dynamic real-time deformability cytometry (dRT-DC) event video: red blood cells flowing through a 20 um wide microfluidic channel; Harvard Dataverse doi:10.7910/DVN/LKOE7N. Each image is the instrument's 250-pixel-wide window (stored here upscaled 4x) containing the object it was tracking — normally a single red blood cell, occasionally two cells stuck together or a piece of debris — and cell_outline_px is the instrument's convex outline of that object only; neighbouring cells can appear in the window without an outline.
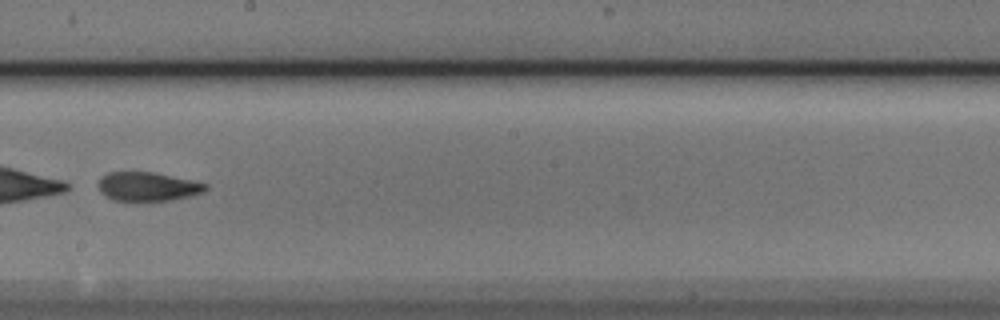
{"species": "Egyptian fruit bat (a non-hibernating species)", "species_latin": "Rousettus aegyptiacus", "temperature_condition": "cold", "stored_images_in_passage": 10, "camera_frame_rate_fps": 3000, "um_per_image_px": 0.085, "animal": {"sex": "male"}, "frame": {"image": 1, "passage_image": 9, "time_ms": 2.667, "image_size_px": [1000, 320], "cell_outline_px": [[208, 188], [204, 192], [192, 196], [172, 200], [112, 200], [104, 196], [100, 192], [96, 184], [100, 176], [108, 172], [152, 172], [208, 184]], "centroid_in_image_um": [12.5, 15.86], "position_along_channel_um": 235.7, "area_um2": 18.15}}
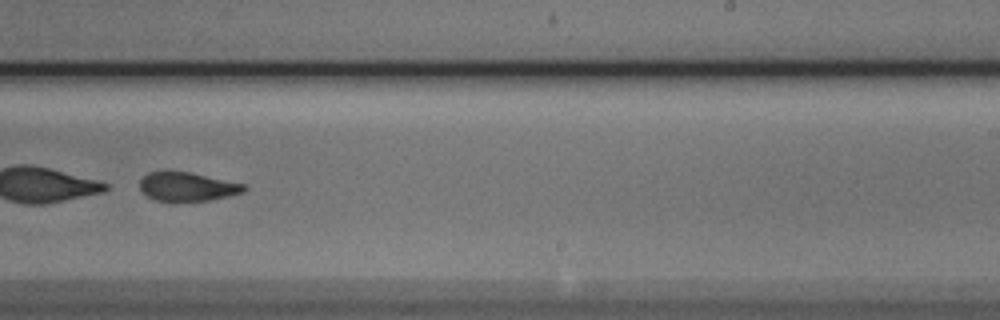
{"frame": {"image": 2, "passage_image": 10, "time_ms": 3.0, "image_size_px": [1000, 320], "cell_outline_px": [[248, 188], [244, 192], [228, 196], [208, 200], [156, 200], [148, 196], [140, 188], [140, 180], [148, 172], [192, 172], [244, 184]], "centroid_in_image_um": [15.96, 15.85], "position_along_channel_um": 273.0, "area_um2": 17.11}}